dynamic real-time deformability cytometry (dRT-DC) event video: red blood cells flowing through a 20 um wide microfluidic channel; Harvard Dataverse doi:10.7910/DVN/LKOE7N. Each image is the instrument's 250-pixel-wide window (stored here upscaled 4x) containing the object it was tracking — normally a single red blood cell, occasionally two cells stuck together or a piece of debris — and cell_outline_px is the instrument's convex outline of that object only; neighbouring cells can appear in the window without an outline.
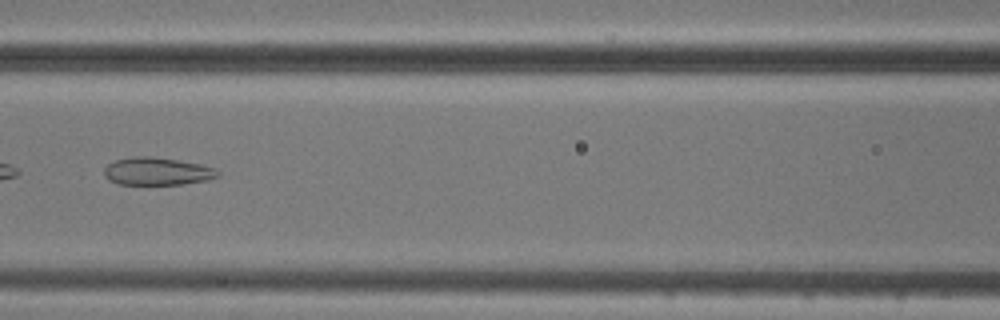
{"species": "common noctule bat (a hibernating species)", "species_latin": "Nyctalus noctula", "temperature_condition": "cold", "stored_images_in_passage": 9, "camera_frame_rate_fps": 3000, "um_per_image_px": 0.085, "animal": {"sex": "male", "body_mass_g": 20.5, "forearm_length_mm": 52.5}, "frame": {"image": 1, "passage_image": 6, "time_ms": 6.667, "image_size_px": [1000, 320], "cell_outline_px": [[220, 176], [208, 180], [184, 184], [120, 184], [108, 180], [104, 176], [104, 168], [108, 164], [116, 160], [132, 156], [148, 156], [176, 160], [200, 164], [216, 168], [220, 172]], "centroid_in_image_um": [13.37, 14.56], "position_along_channel_um": 153.2, "area_um2": 18.38}}
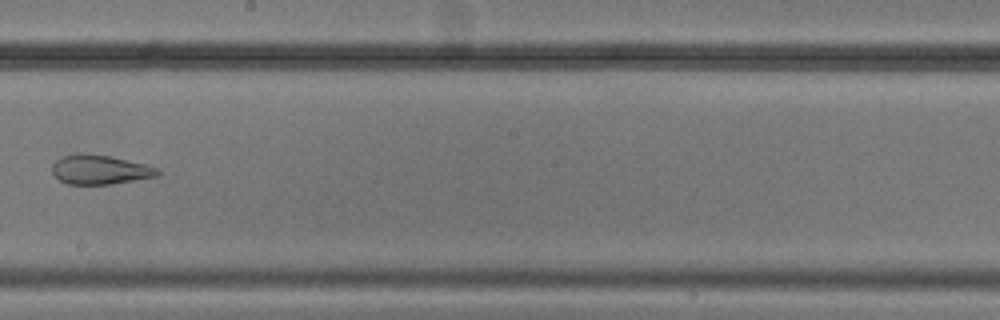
{"frame": {"image": 2, "passage_image": 8, "time_ms": 9.0, "image_size_px": [1000, 320], "cell_outline_px": [[160, 176], [112, 184], [68, 184], [60, 180], [52, 172], [52, 164], [60, 156], [76, 152], [84, 152], [108, 156], [144, 164], [160, 168]], "centroid_in_image_um": [8.49, 14.41], "position_along_channel_um": 239.7, "area_um2": 18.26}}
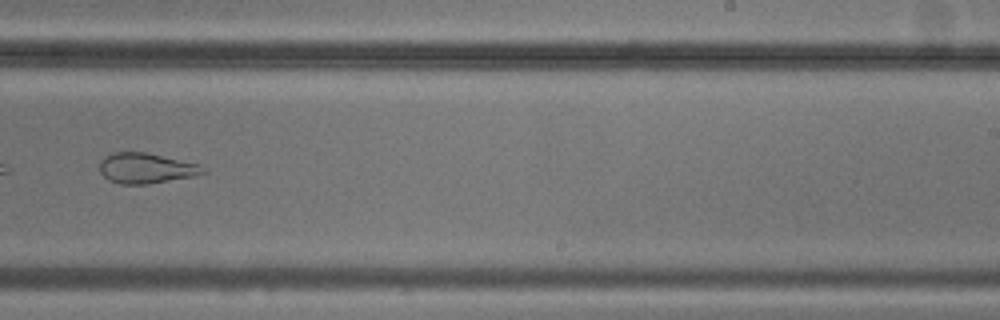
{"frame": {"image": 3, "passage_image": 9, "time_ms": 10.0, "image_size_px": [1000, 320], "cell_outline_px": [[208, 172], [192, 176], [148, 184], [120, 184], [108, 180], [100, 172], [100, 160], [104, 156], [112, 152], [144, 152], [200, 164]], "centroid_in_image_um": [12.39, 14.29], "position_along_channel_um": 276.6, "area_um2": 18.26}}